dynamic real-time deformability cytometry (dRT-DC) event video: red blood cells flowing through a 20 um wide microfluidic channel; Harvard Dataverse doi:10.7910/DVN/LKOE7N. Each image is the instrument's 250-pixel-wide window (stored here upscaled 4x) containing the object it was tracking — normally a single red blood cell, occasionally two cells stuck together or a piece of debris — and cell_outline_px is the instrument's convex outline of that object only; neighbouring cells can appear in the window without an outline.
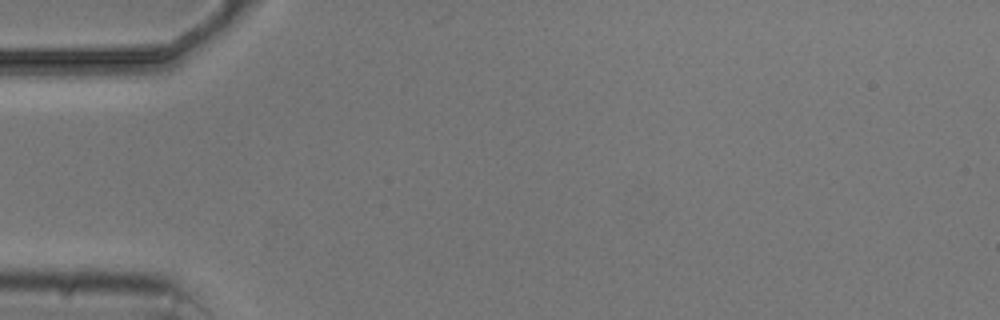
{"species": "common noctule bat (a hibernating species)", "species_latin": "Nyctalus noctula", "temperature_condition": "cold", "stored_images_in_passage": 4, "segment_of_instrument_passage": [1, 2], "camera_frame_rate_fps": 3000, "um_per_image_px": 0.085, "animal": {"sex": "male", "body_mass_g": 20.5, "forearm_length_mm": 52.5}, "frame": {"image": 1, "passage_image": 1, "time_ms": 0.0, "image_size_px": [1000, 320], "cell_outline_px": [[188, 44], [184, 48], [136, 80], [20, 80], [16, 76], [24, 60], [92, 52]], "centroid_in_image_um": [8.34, 5.5], "position_along_channel_um": 76.7, "area_um2": 28.09}}